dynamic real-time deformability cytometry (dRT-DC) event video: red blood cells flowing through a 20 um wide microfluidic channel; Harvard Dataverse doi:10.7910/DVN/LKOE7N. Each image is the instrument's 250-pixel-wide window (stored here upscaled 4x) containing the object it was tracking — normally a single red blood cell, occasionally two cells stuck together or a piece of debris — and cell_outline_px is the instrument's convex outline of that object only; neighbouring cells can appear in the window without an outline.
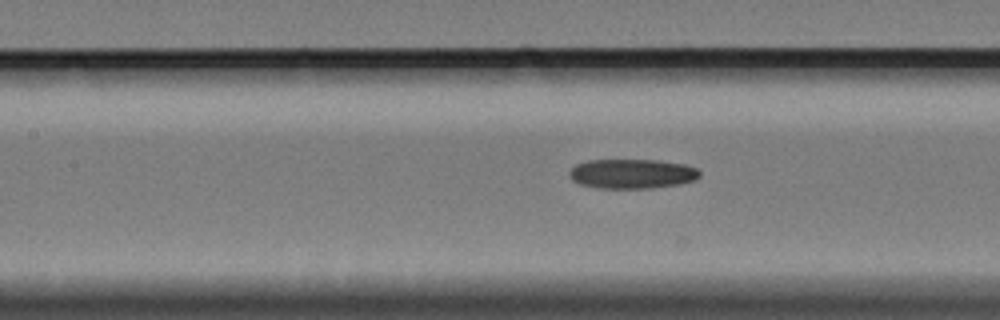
{"species": "Egyptian fruit bat (a non-hibernating species)", "species_latin": "Rousettus aegyptiacus", "temperature_condition": "cold", "stored_images_in_passage": 14, "camera_frame_rate_fps": 3000, "um_per_image_px": 0.085, "animal": {"sex": "female"}, "frame": {"image": 1, "passage_image": 11, "time_ms": 3.333, "image_size_px": [1000, 320], "cell_outline_px": [[700, 176], [696, 180], [680, 184], [652, 188], [600, 188], [580, 184], [572, 180], [568, 176], [568, 172], [576, 164], [588, 160], [656, 160], [684, 164], [696, 168], [700, 172]], "centroid_in_image_um": [53.72, 14.77], "position_along_channel_um": 153.7, "area_um2": 22.54}}